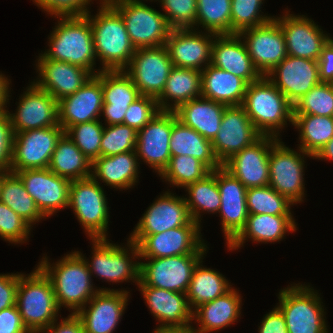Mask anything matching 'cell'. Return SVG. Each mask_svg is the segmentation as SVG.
Listing matches in <instances>:
<instances>
[{"mask_svg": "<svg viewBox=\"0 0 333 333\" xmlns=\"http://www.w3.org/2000/svg\"><path fill=\"white\" fill-rule=\"evenodd\" d=\"M52 265L45 255L37 266L50 279L59 309L64 306L77 313L99 290H114L94 288L86 257L79 251L64 255Z\"/></svg>", "mask_w": 333, "mask_h": 333, "instance_id": "obj_1", "label": "cell"}, {"mask_svg": "<svg viewBox=\"0 0 333 333\" xmlns=\"http://www.w3.org/2000/svg\"><path fill=\"white\" fill-rule=\"evenodd\" d=\"M95 54L102 71L125 70L136 51L121 15L105 0H100L96 15L89 12Z\"/></svg>", "mask_w": 333, "mask_h": 333, "instance_id": "obj_2", "label": "cell"}, {"mask_svg": "<svg viewBox=\"0 0 333 333\" xmlns=\"http://www.w3.org/2000/svg\"><path fill=\"white\" fill-rule=\"evenodd\" d=\"M57 19V25L48 37L49 49L43 55L48 59L82 67L95 76L101 69H94L97 57L90 20L86 16Z\"/></svg>", "mask_w": 333, "mask_h": 333, "instance_id": "obj_3", "label": "cell"}, {"mask_svg": "<svg viewBox=\"0 0 333 333\" xmlns=\"http://www.w3.org/2000/svg\"><path fill=\"white\" fill-rule=\"evenodd\" d=\"M242 106L262 135L279 138L287 121L293 125V104L266 76L248 84Z\"/></svg>", "mask_w": 333, "mask_h": 333, "instance_id": "obj_4", "label": "cell"}, {"mask_svg": "<svg viewBox=\"0 0 333 333\" xmlns=\"http://www.w3.org/2000/svg\"><path fill=\"white\" fill-rule=\"evenodd\" d=\"M16 306L30 333H39L58 319L52 283L38 266L28 275L18 273Z\"/></svg>", "mask_w": 333, "mask_h": 333, "instance_id": "obj_5", "label": "cell"}, {"mask_svg": "<svg viewBox=\"0 0 333 333\" xmlns=\"http://www.w3.org/2000/svg\"><path fill=\"white\" fill-rule=\"evenodd\" d=\"M291 284L278 294L288 333H328L324 307L317 291L306 284Z\"/></svg>", "mask_w": 333, "mask_h": 333, "instance_id": "obj_6", "label": "cell"}, {"mask_svg": "<svg viewBox=\"0 0 333 333\" xmlns=\"http://www.w3.org/2000/svg\"><path fill=\"white\" fill-rule=\"evenodd\" d=\"M90 240L93 245L92 257H90L92 260L89 262L87 259L86 263L91 275L95 274L96 277L99 276L102 280L111 283L129 282V280L139 283L140 262L133 260L140 258L136 243L128 238V248H125V246L110 243L107 238H90Z\"/></svg>", "mask_w": 333, "mask_h": 333, "instance_id": "obj_7", "label": "cell"}, {"mask_svg": "<svg viewBox=\"0 0 333 333\" xmlns=\"http://www.w3.org/2000/svg\"><path fill=\"white\" fill-rule=\"evenodd\" d=\"M122 17L136 49L165 46L171 31L165 15L142 0H105Z\"/></svg>", "mask_w": 333, "mask_h": 333, "instance_id": "obj_8", "label": "cell"}, {"mask_svg": "<svg viewBox=\"0 0 333 333\" xmlns=\"http://www.w3.org/2000/svg\"><path fill=\"white\" fill-rule=\"evenodd\" d=\"M92 176L71 181L68 208L90 238H107L109 207L103 186Z\"/></svg>", "mask_w": 333, "mask_h": 333, "instance_id": "obj_9", "label": "cell"}, {"mask_svg": "<svg viewBox=\"0 0 333 333\" xmlns=\"http://www.w3.org/2000/svg\"><path fill=\"white\" fill-rule=\"evenodd\" d=\"M298 151L299 153L278 139L269 155V186L294 204L303 202L305 196L304 157L313 158L301 148Z\"/></svg>", "mask_w": 333, "mask_h": 333, "instance_id": "obj_10", "label": "cell"}, {"mask_svg": "<svg viewBox=\"0 0 333 333\" xmlns=\"http://www.w3.org/2000/svg\"><path fill=\"white\" fill-rule=\"evenodd\" d=\"M204 255H177L161 258H139V283L137 286H152L186 294L193 270Z\"/></svg>", "mask_w": 333, "mask_h": 333, "instance_id": "obj_11", "label": "cell"}, {"mask_svg": "<svg viewBox=\"0 0 333 333\" xmlns=\"http://www.w3.org/2000/svg\"><path fill=\"white\" fill-rule=\"evenodd\" d=\"M64 132L58 125L15 133L10 171L48 168L57 141Z\"/></svg>", "mask_w": 333, "mask_h": 333, "instance_id": "obj_12", "label": "cell"}, {"mask_svg": "<svg viewBox=\"0 0 333 333\" xmlns=\"http://www.w3.org/2000/svg\"><path fill=\"white\" fill-rule=\"evenodd\" d=\"M184 225H199L190 216L185 197L163 192L144 212L129 239L137 245L147 236Z\"/></svg>", "mask_w": 333, "mask_h": 333, "instance_id": "obj_13", "label": "cell"}, {"mask_svg": "<svg viewBox=\"0 0 333 333\" xmlns=\"http://www.w3.org/2000/svg\"><path fill=\"white\" fill-rule=\"evenodd\" d=\"M173 67L165 46L136 49L129 66L124 70L141 95L157 99Z\"/></svg>", "mask_w": 333, "mask_h": 333, "instance_id": "obj_14", "label": "cell"}, {"mask_svg": "<svg viewBox=\"0 0 333 333\" xmlns=\"http://www.w3.org/2000/svg\"><path fill=\"white\" fill-rule=\"evenodd\" d=\"M261 136L243 106L231 105L226 106L220 129L211 143L216 158L223 165L234 154L250 146Z\"/></svg>", "mask_w": 333, "mask_h": 333, "instance_id": "obj_15", "label": "cell"}, {"mask_svg": "<svg viewBox=\"0 0 333 333\" xmlns=\"http://www.w3.org/2000/svg\"><path fill=\"white\" fill-rule=\"evenodd\" d=\"M201 225H184L161 233L147 235L137 246L140 258H161L177 255H204L207 245Z\"/></svg>", "mask_w": 333, "mask_h": 333, "instance_id": "obj_16", "label": "cell"}, {"mask_svg": "<svg viewBox=\"0 0 333 333\" xmlns=\"http://www.w3.org/2000/svg\"><path fill=\"white\" fill-rule=\"evenodd\" d=\"M245 43L253 65L262 76L287 57L285 37L279 23L271 21L238 33Z\"/></svg>", "mask_w": 333, "mask_h": 333, "instance_id": "obj_17", "label": "cell"}, {"mask_svg": "<svg viewBox=\"0 0 333 333\" xmlns=\"http://www.w3.org/2000/svg\"><path fill=\"white\" fill-rule=\"evenodd\" d=\"M174 111H159L137 133L135 152L138 160L149 165L159 175L168 166L171 154L169 141L173 124L177 121Z\"/></svg>", "mask_w": 333, "mask_h": 333, "instance_id": "obj_18", "label": "cell"}, {"mask_svg": "<svg viewBox=\"0 0 333 333\" xmlns=\"http://www.w3.org/2000/svg\"><path fill=\"white\" fill-rule=\"evenodd\" d=\"M20 96L15 113L7 109L13 134L59 125L58 101L33 82Z\"/></svg>", "mask_w": 333, "mask_h": 333, "instance_id": "obj_19", "label": "cell"}, {"mask_svg": "<svg viewBox=\"0 0 333 333\" xmlns=\"http://www.w3.org/2000/svg\"><path fill=\"white\" fill-rule=\"evenodd\" d=\"M16 174L45 217L49 218L61 208L68 207L69 179L55 174L49 168L25 169Z\"/></svg>", "mask_w": 333, "mask_h": 333, "instance_id": "obj_20", "label": "cell"}, {"mask_svg": "<svg viewBox=\"0 0 333 333\" xmlns=\"http://www.w3.org/2000/svg\"><path fill=\"white\" fill-rule=\"evenodd\" d=\"M281 138L262 135L250 146L234 154L222 166L247 189L269 185V155L273 144Z\"/></svg>", "mask_w": 333, "mask_h": 333, "instance_id": "obj_21", "label": "cell"}, {"mask_svg": "<svg viewBox=\"0 0 333 333\" xmlns=\"http://www.w3.org/2000/svg\"><path fill=\"white\" fill-rule=\"evenodd\" d=\"M289 13L274 17L285 37L287 55L317 61L331 37L307 16Z\"/></svg>", "mask_w": 333, "mask_h": 333, "instance_id": "obj_22", "label": "cell"}, {"mask_svg": "<svg viewBox=\"0 0 333 333\" xmlns=\"http://www.w3.org/2000/svg\"><path fill=\"white\" fill-rule=\"evenodd\" d=\"M216 34L195 29L171 30L165 47L173 66L202 71L211 64Z\"/></svg>", "mask_w": 333, "mask_h": 333, "instance_id": "obj_23", "label": "cell"}, {"mask_svg": "<svg viewBox=\"0 0 333 333\" xmlns=\"http://www.w3.org/2000/svg\"><path fill=\"white\" fill-rule=\"evenodd\" d=\"M129 294L124 289L99 290L76 313L83 322L84 333H113L127 308Z\"/></svg>", "mask_w": 333, "mask_h": 333, "instance_id": "obj_24", "label": "cell"}, {"mask_svg": "<svg viewBox=\"0 0 333 333\" xmlns=\"http://www.w3.org/2000/svg\"><path fill=\"white\" fill-rule=\"evenodd\" d=\"M265 76L293 105L321 83L317 61L290 55Z\"/></svg>", "mask_w": 333, "mask_h": 333, "instance_id": "obj_25", "label": "cell"}, {"mask_svg": "<svg viewBox=\"0 0 333 333\" xmlns=\"http://www.w3.org/2000/svg\"><path fill=\"white\" fill-rule=\"evenodd\" d=\"M217 186L221 196L219 216L222 231L228 245L244 228L248 210L246 203L247 188L223 166L217 169Z\"/></svg>", "mask_w": 333, "mask_h": 333, "instance_id": "obj_26", "label": "cell"}, {"mask_svg": "<svg viewBox=\"0 0 333 333\" xmlns=\"http://www.w3.org/2000/svg\"><path fill=\"white\" fill-rule=\"evenodd\" d=\"M38 77L33 83L52 95L57 101L74 94L93 75L82 67L46 58L42 53L37 59Z\"/></svg>", "mask_w": 333, "mask_h": 333, "instance_id": "obj_27", "label": "cell"}, {"mask_svg": "<svg viewBox=\"0 0 333 333\" xmlns=\"http://www.w3.org/2000/svg\"><path fill=\"white\" fill-rule=\"evenodd\" d=\"M103 104L101 81L92 76L74 94L58 101L59 125L66 132L76 124L98 120Z\"/></svg>", "mask_w": 333, "mask_h": 333, "instance_id": "obj_28", "label": "cell"}, {"mask_svg": "<svg viewBox=\"0 0 333 333\" xmlns=\"http://www.w3.org/2000/svg\"><path fill=\"white\" fill-rule=\"evenodd\" d=\"M95 76L102 85L104 104L101 114L105 118V126L123 124L127 108L141 96L139 90L124 70H101Z\"/></svg>", "mask_w": 333, "mask_h": 333, "instance_id": "obj_29", "label": "cell"}, {"mask_svg": "<svg viewBox=\"0 0 333 333\" xmlns=\"http://www.w3.org/2000/svg\"><path fill=\"white\" fill-rule=\"evenodd\" d=\"M159 326L192 327L193 311L184 293L152 286H138Z\"/></svg>", "mask_w": 333, "mask_h": 333, "instance_id": "obj_30", "label": "cell"}, {"mask_svg": "<svg viewBox=\"0 0 333 333\" xmlns=\"http://www.w3.org/2000/svg\"><path fill=\"white\" fill-rule=\"evenodd\" d=\"M238 34L216 35L212 45L211 65L244 79L248 84L262 75L253 65L245 43Z\"/></svg>", "mask_w": 333, "mask_h": 333, "instance_id": "obj_31", "label": "cell"}, {"mask_svg": "<svg viewBox=\"0 0 333 333\" xmlns=\"http://www.w3.org/2000/svg\"><path fill=\"white\" fill-rule=\"evenodd\" d=\"M296 228L293 215L249 214L244 228L227 247L228 250H238L248 238L259 243L279 242L287 232H294Z\"/></svg>", "mask_w": 333, "mask_h": 333, "instance_id": "obj_32", "label": "cell"}, {"mask_svg": "<svg viewBox=\"0 0 333 333\" xmlns=\"http://www.w3.org/2000/svg\"><path fill=\"white\" fill-rule=\"evenodd\" d=\"M241 294L232 288L226 294L210 302L198 306L193 311V320L198 328L192 329L194 333H210L224 329L238 320L241 314Z\"/></svg>", "mask_w": 333, "mask_h": 333, "instance_id": "obj_33", "label": "cell"}, {"mask_svg": "<svg viewBox=\"0 0 333 333\" xmlns=\"http://www.w3.org/2000/svg\"><path fill=\"white\" fill-rule=\"evenodd\" d=\"M135 150L100 156L91 165V176L115 189H130L138 183L139 163ZM99 179V180H98Z\"/></svg>", "mask_w": 333, "mask_h": 333, "instance_id": "obj_34", "label": "cell"}, {"mask_svg": "<svg viewBox=\"0 0 333 333\" xmlns=\"http://www.w3.org/2000/svg\"><path fill=\"white\" fill-rule=\"evenodd\" d=\"M226 106L201 96L181 104L174 112L183 125L212 141L220 129Z\"/></svg>", "mask_w": 333, "mask_h": 333, "instance_id": "obj_35", "label": "cell"}, {"mask_svg": "<svg viewBox=\"0 0 333 333\" xmlns=\"http://www.w3.org/2000/svg\"><path fill=\"white\" fill-rule=\"evenodd\" d=\"M248 83L211 64L201 71V96L227 106L242 105Z\"/></svg>", "mask_w": 333, "mask_h": 333, "instance_id": "obj_36", "label": "cell"}, {"mask_svg": "<svg viewBox=\"0 0 333 333\" xmlns=\"http://www.w3.org/2000/svg\"><path fill=\"white\" fill-rule=\"evenodd\" d=\"M199 97H201V71L173 66L165 87L156 100L160 111H175L181 104Z\"/></svg>", "mask_w": 333, "mask_h": 333, "instance_id": "obj_37", "label": "cell"}, {"mask_svg": "<svg viewBox=\"0 0 333 333\" xmlns=\"http://www.w3.org/2000/svg\"><path fill=\"white\" fill-rule=\"evenodd\" d=\"M169 147L171 156H193L211 171L222 166L214 154L211 141L196 130L183 125L179 120L172 126Z\"/></svg>", "mask_w": 333, "mask_h": 333, "instance_id": "obj_38", "label": "cell"}, {"mask_svg": "<svg viewBox=\"0 0 333 333\" xmlns=\"http://www.w3.org/2000/svg\"><path fill=\"white\" fill-rule=\"evenodd\" d=\"M91 165L92 162L64 132L57 141L48 168L55 174L73 181L90 177Z\"/></svg>", "mask_w": 333, "mask_h": 333, "instance_id": "obj_39", "label": "cell"}, {"mask_svg": "<svg viewBox=\"0 0 333 333\" xmlns=\"http://www.w3.org/2000/svg\"><path fill=\"white\" fill-rule=\"evenodd\" d=\"M202 262L201 260L193 270L186 293L192 311L204 303L223 296L233 288L224 275L214 269L204 268Z\"/></svg>", "mask_w": 333, "mask_h": 333, "instance_id": "obj_40", "label": "cell"}, {"mask_svg": "<svg viewBox=\"0 0 333 333\" xmlns=\"http://www.w3.org/2000/svg\"><path fill=\"white\" fill-rule=\"evenodd\" d=\"M0 201L11 208L31 227L46 217L40 212L34 199L24 188L21 178L14 172L7 171L2 179Z\"/></svg>", "mask_w": 333, "mask_h": 333, "instance_id": "obj_41", "label": "cell"}, {"mask_svg": "<svg viewBox=\"0 0 333 333\" xmlns=\"http://www.w3.org/2000/svg\"><path fill=\"white\" fill-rule=\"evenodd\" d=\"M293 126L300 134L298 148L313 157L333 137V116L294 114Z\"/></svg>", "mask_w": 333, "mask_h": 333, "instance_id": "obj_42", "label": "cell"}, {"mask_svg": "<svg viewBox=\"0 0 333 333\" xmlns=\"http://www.w3.org/2000/svg\"><path fill=\"white\" fill-rule=\"evenodd\" d=\"M184 189L189 195L185 201L194 222L201 225L202 212L218 213L221 196L217 186V169L211 171L203 179L190 183Z\"/></svg>", "mask_w": 333, "mask_h": 333, "instance_id": "obj_43", "label": "cell"}, {"mask_svg": "<svg viewBox=\"0 0 333 333\" xmlns=\"http://www.w3.org/2000/svg\"><path fill=\"white\" fill-rule=\"evenodd\" d=\"M206 32L231 35V0H197L196 24Z\"/></svg>", "mask_w": 333, "mask_h": 333, "instance_id": "obj_44", "label": "cell"}, {"mask_svg": "<svg viewBox=\"0 0 333 333\" xmlns=\"http://www.w3.org/2000/svg\"><path fill=\"white\" fill-rule=\"evenodd\" d=\"M211 170L193 156H171L168 166L159 175L173 187L185 188L190 183L203 179Z\"/></svg>", "mask_w": 333, "mask_h": 333, "instance_id": "obj_45", "label": "cell"}, {"mask_svg": "<svg viewBox=\"0 0 333 333\" xmlns=\"http://www.w3.org/2000/svg\"><path fill=\"white\" fill-rule=\"evenodd\" d=\"M246 203L249 214L266 215H292L291 205H294L269 185L248 188Z\"/></svg>", "mask_w": 333, "mask_h": 333, "instance_id": "obj_46", "label": "cell"}, {"mask_svg": "<svg viewBox=\"0 0 333 333\" xmlns=\"http://www.w3.org/2000/svg\"><path fill=\"white\" fill-rule=\"evenodd\" d=\"M264 0H231V35L261 26L275 16L260 14Z\"/></svg>", "mask_w": 333, "mask_h": 333, "instance_id": "obj_47", "label": "cell"}, {"mask_svg": "<svg viewBox=\"0 0 333 333\" xmlns=\"http://www.w3.org/2000/svg\"><path fill=\"white\" fill-rule=\"evenodd\" d=\"M104 126L100 119L71 126L65 133L81 152L93 162L100 157V144Z\"/></svg>", "mask_w": 333, "mask_h": 333, "instance_id": "obj_48", "label": "cell"}, {"mask_svg": "<svg viewBox=\"0 0 333 333\" xmlns=\"http://www.w3.org/2000/svg\"><path fill=\"white\" fill-rule=\"evenodd\" d=\"M294 114L333 116L331 83L321 82L301 97L294 105Z\"/></svg>", "mask_w": 333, "mask_h": 333, "instance_id": "obj_49", "label": "cell"}, {"mask_svg": "<svg viewBox=\"0 0 333 333\" xmlns=\"http://www.w3.org/2000/svg\"><path fill=\"white\" fill-rule=\"evenodd\" d=\"M137 133L135 129L124 124L104 126L100 144V156H111L134 151Z\"/></svg>", "mask_w": 333, "mask_h": 333, "instance_id": "obj_50", "label": "cell"}, {"mask_svg": "<svg viewBox=\"0 0 333 333\" xmlns=\"http://www.w3.org/2000/svg\"><path fill=\"white\" fill-rule=\"evenodd\" d=\"M171 30L196 29L197 0H157Z\"/></svg>", "mask_w": 333, "mask_h": 333, "instance_id": "obj_51", "label": "cell"}, {"mask_svg": "<svg viewBox=\"0 0 333 333\" xmlns=\"http://www.w3.org/2000/svg\"><path fill=\"white\" fill-rule=\"evenodd\" d=\"M32 227L0 201V237L13 244L26 243Z\"/></svg>", "mask_w": 333, "mask_h": 333, "instance_id": "obj_52", "label": "cell"}, {"mask_svg": "<svg viewBox=\"0 0 333 333\" xmlns=\"http://www.w3.org/2000/svg\"><path fill=\"white\" fill-rule=\"evenodd\" d=\"M159 111L160 109L155 98L141 95L127 108L123 124L130 126L138 132L149 123Z\"/></svg>", "mask_w": 333, "mask_h": 333, "instance_id": "obj_53", "label": "cell"}, {"mask_svg": "<svg viewBox=\"0 0 333 333\" xmlns=\"http://www.w3.org/2000/svg\"><path fill=\"white\" fill-rule=\"evenodd\" d=\"M92 0H33L47 14L57 17H82L90 11Z\"/></svg>", "mask_w": 333, "mask_h": 333, "instance_id": "obj_54", "label": "cell"}, {"mask_svg": "<svg viewBox=\"0 0 333 333\" xmlns=\"http://www.w3.org/2000/svg\"><path fill=\"white\" fill-rule=\"evenodd\" d=\"M13 136L8 114L6 110L2 111L0 112V170L10 171Z\"/></svg>", "mask_w": 333, "mask_h": 333, "instance_id": "obj_55", "label": "cell"}, {"mask_svg": "<svg viewBox=\"0 0 333 333\" xmlns=\"http://www.w3.org/2000/svg\"><path fill=\"white\" fill-rule=\"evenodd\" d=\"M18 274H0V311L16 305Z\"/></svg>", "mask_w": 333, "mask_h": 333, "instance_id": "obj_56", "label": "cell"}, {"mask_svg": "<svg viewBox=\"0 0 333 333\" xmlns=\"http://www.w3.org/2000/svg\"><path fill=\"white\" fill-rule=\"evenodd\" d=\"M0 333H30L16 305L0 311Z\"/></svg>", "mask_w": 333, "mask_h": 333, "instance_id": "obj_57", "label": "cell"}, {"mask_svg": "<svg viewBox=\"0 0 333 333\" xmlns=\"http://www.w3.org/2000/svg\"><path fill=\"white\" fill-rule=\"evenodd\" d=\"M319 78L321 82H333V39L330 38L323 46L320 57L317 60Z\"/></svg>", "mask_w": 333, "mask_h": 333, "instance_id": "obj_58", "label": "cell"}, {"mask_svg": "<svg viewBox=\"0 0 333 333\" xmlns=\"http://www.w3.org/2000/svg\"><path fill=\"white\" fill-rule=\"evenodd\" d=\"M56 319L48 328L39 333H84V326L81 318L76 313H70L61 322ZM57 323V324H56Z\"/></svg>", "mask_w": 333, "mask_h": 333, "instance_id": "obj_59", "label": "cell"}, {"mask_svg": "<svg viewBox=\"0 0 333 333\" xmlns=\"http://www.w3.org/2000/svg\"><path fill=\"white\" fill-rule=\"evenodd\" d=\"M258 332L288 333L285 317L277 306L263 317Z\"/></svg>", "mask_w": 333, "mask_h": 333, "instance_id": "obj_60", "label": "cell"}, {"mask_svg": "<svg viewBox=\"0 0 333 333\" xmlns=\"http://www.w3.org/2000/svg\"><path fill=\"white\" fill-rule=\"evenodd\" d=\"M9 81L11 83V80L5 77L4 74L0 73V112L5 111L7 108V104L9 103V90H11L9 89Z\"/></svg>", "mask_w": 333, "mask_h": 333, "instance_id": "obj_61", "label": "cell"}, {"mask_svg": "<svg viewBox=\"0 0 333 333\" xmlns=\"http://www.w3.org/2000/svg\"><path fill=\"white\" fill-rule=\"evenodd\" d=\"M318 160H333V137L313 157Z\"/></svg>", "mask_w": 333, "mask_h": 333, "instance_id": "obj_62", "label": "cell"}, {"mask_svg": "<svg viewBox=\"0 0 333 333\" xmlns=\"http://www.w3.org/2000/svg\"><path fill=\"white\" fill-rule=\"evenodd\" d=\"M153 333H194L192 327H169V326H158Z\"/></svg>", "mask_w": 333, "mask_h": 333, "instance_id": "obj_63", "label": "cell"}, {"mask_svg": "<svg viewBox=\"0 0 333 333\" xmlns=\"http://www.w3.org/2000/svg\"><path fill=\"white\" fill-rule=\"evenodd\" d=\"M6 172H7V171H5V170H0V188H1L2 179H3L4 174H5Z\"/></svg>", "mask_w": 333, "mask_h": 333, "instance_id": "obj_64", "label": "cell"}, {"mask_svg": "<svg viewBox=\"0 0 333 333\" xmlns=\"http://www.w3.org/2000/svg\"><path fill=\"white\" fill-rule=\"evenodd\" d=\"M132 1H140V0H132ZM142 1H144V0H142ZM146 1H148V0H146ZM151 2H152V0H150ZM155 1H157V0H155Z\"/></svg>", "mask_w": 333, "mask_h": 333, "instance_id": "obj_65", "label": "cell"}]
</instances>
